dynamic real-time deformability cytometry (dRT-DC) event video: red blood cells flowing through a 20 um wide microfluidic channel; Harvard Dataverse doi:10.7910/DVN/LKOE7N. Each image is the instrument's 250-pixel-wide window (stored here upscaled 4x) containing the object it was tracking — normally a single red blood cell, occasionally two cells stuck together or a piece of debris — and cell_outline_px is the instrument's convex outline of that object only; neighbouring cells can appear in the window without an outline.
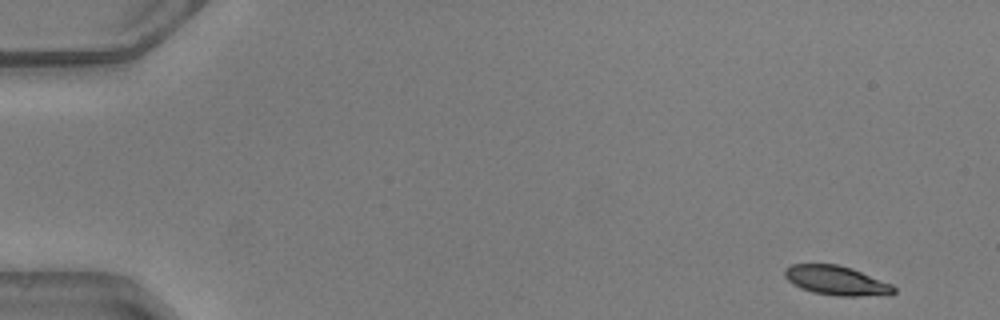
{"species": "common noctule bat (a hibernating species)", "species_latin": "Nyctalus noctula", "temperature_condition": "warm", "stored_images_in_passage": 48, "camera_frame_rate_fps": 3000, "um_per_image_px": 0.085, "animal": {"sex": "male", "body_mass_g": 20.5, "forearm_length_mm": 52.5}, "frame": {"image": 1, "passage_image": 1, "time_ms": 0.0, "image_size_px": [1000, 320], "cell_outline_px": [[896, 292], [892, 296], [836, 296], [812, 292], [800, 288], [792, 284], [784, 276], [784, 268], [792, 264], [836, 264], [852, 268], [892, 284], [896, 288]], "centroid_in_image_um": [71.13, 23.86], "position_along_channel_um": 13.9, "area_um2": 19.02}}
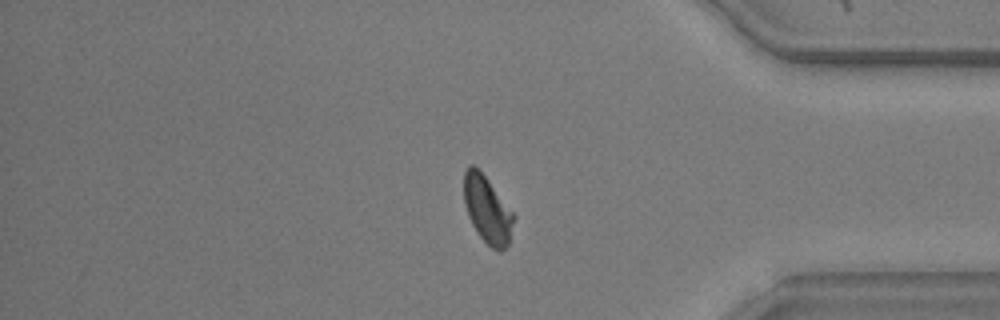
{"frame": {"image": 2, "passage_image": 40, "time_ms": 13.0, "image_size_px": [1000, 320], "cell_outline_px": [[516, 216], [508, 244], [500, 252], [492, 248], [480, 236], [472, 224], [468, 216], [464, 204], [464, 172], [472, 164], [488, 180]], "centroid_in_image_um": [41.43, 17.84], "position_along_channel_um": 393.8, "area_um2": 19.13}}
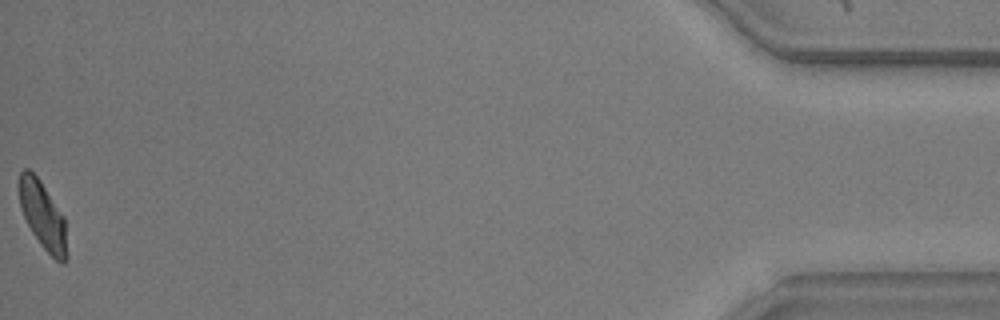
{"frame": {"image": 3, "passage_image": 48, "time_ms": 15.667, "image_size_px": [1000, 320], "cell_outline_px": [[68, 256], [64, 264], [60, 264], [40, 244], [32, 232], [24, 216], [20, 204], [16, 184], [20, 172], [24, 168], [28, 168], [40, 180], [64, 216]], "centroid_in_image_um": [3.62, 18.3], "position_along_channel_um": 431.6, "area_um2": 19.07}, "authors_computed_cell_mechanics": {"area_um2": 19.6231, "velocity_mm_per_s": 4.1158, "shape_relaxation_time_tau1_ms": 4.0098, "shape_relaxation_time_tau2_ms": 2.7261, "deformation_change_tau1": 0.1418, "deformation_change_tau2": 0.0782}}